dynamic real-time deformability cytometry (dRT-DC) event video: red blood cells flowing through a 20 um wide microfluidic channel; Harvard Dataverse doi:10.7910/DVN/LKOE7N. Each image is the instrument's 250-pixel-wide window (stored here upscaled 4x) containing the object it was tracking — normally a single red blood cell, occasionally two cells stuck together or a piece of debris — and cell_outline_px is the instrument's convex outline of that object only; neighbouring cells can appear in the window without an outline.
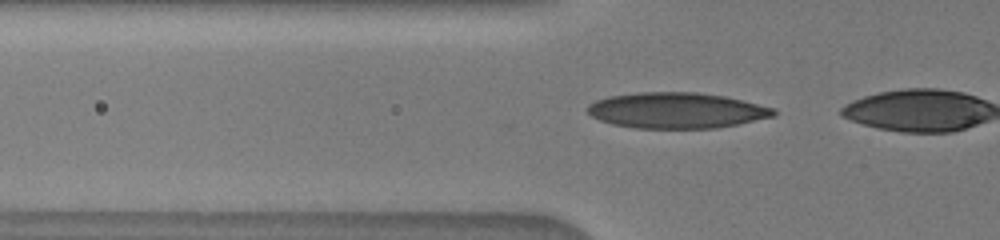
{"species": "human", "species_latin": "Homo sapiens", "temperature_condition": "warm", "stored_images_in_passage": 20, "camera_frame_rate_fps": 3000, "um_per_image_px": 0.085, "donor": {"sex": "male"}, "frame": {"image": 1, "passage_image": 11, "time_ms": 4.333, "image_size_px": [1000, 240], "cell_outline_px": [[776, 116], [716, 128], [636, 128], [612, 124], [600, 120], [592, 116], [584, 108], [588, 104], [596, 100], [608, 96], [636, 92], [696, 92], [724, 96], [776, 108]], "centroid_in_image_um": [57.48, 9.38], "position_along_channel_um": 68.3, "area_um2": 38.9}}
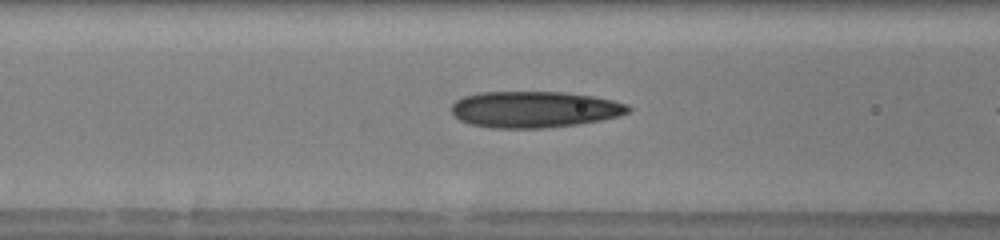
{"frame": {"image": 2, "passage_image": 14, "time_ms": 5.667, "image_size_px": [1000, 240], "cell_outline_px": [[632, 108], [628, 112], [616, 116], [600, 120], [576, 124], [544, 128], [492, 128], [472, 124], [460, 120], [452, 116], [448, 108], [456, 100], [464, 96], [480, 92], [564, 92], [592, 96], [612, 100], [628, 104]], "centroid_in_image_um": [45.36, 9.29], "position_along_channel_um": 121.2, "area_um2": 37.51}}
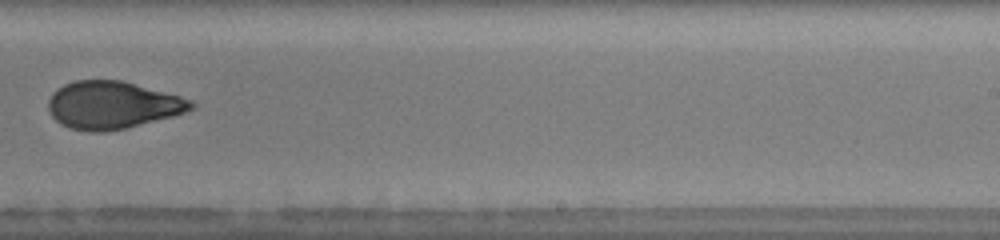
{"frame": {"image": 3, "passage_image": 20, "time_ms": 10.667, "image_size_px": [1000, 240], "cell_outline_px": [[196, 108], [172, 116], [128, 128], [104, 132], [88, 132], [72, 128], [60, 124], [52, 116], [48, 108], [48, 100], [52, 92], [64, 84], [76, 80], [124, 80], [180, 96], [192, 100], [196, 104]], "centroid_in_image_um": [9.56, 8.93], "position_along_channel_um": 279.4, "area_um2": 39.82}}